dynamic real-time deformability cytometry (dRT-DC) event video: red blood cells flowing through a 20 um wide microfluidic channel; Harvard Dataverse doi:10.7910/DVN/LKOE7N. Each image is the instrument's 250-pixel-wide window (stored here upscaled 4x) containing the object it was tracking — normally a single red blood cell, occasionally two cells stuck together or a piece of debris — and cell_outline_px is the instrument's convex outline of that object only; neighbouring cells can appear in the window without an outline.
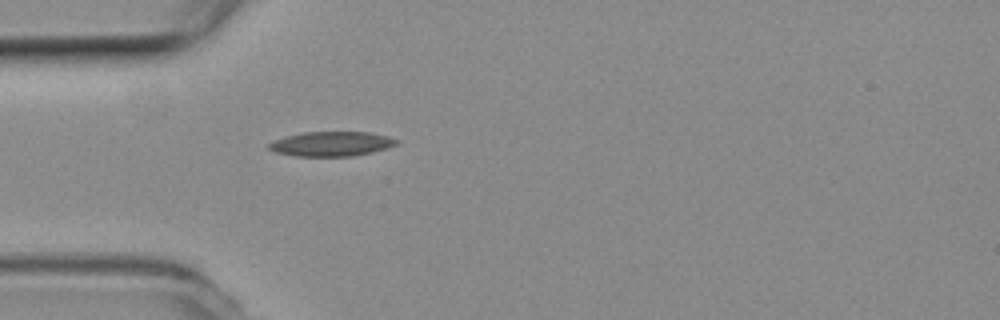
{"species": "common noctule bat (a hibernating species)", "species_latin": "Nyctalus noctula", "temperature_condition": "room temperature", "stored_images_in_passage": 39, "camera_frame_rate_fps": 3000, "um_per_image_px": 0.085, "animal": {"sex": "female", "body_mass_g": 19.3, "forearm_length_mm": 54.1}, "frame": {"image": 1, "passage_image": 1, "time_ms": 0.0, "image_size_px": [1000, 320], "cell_outline_px": [[400, 144], [388, 148], [372, 152], [352, 156], [296, 156], [276, 152], [268, 148], [268, 144], [272, 140], [304, 132], [368, 132], [388, 136], [400, 140]], "centroid_in_image_um": [28.22, 12.23], "position_along_channel_um": 56.8, "area_um2": 18.38}}
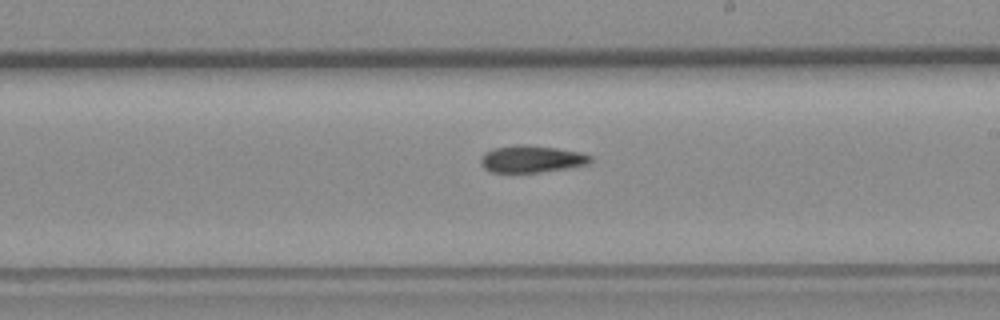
{"frame": {"image": 2, "passage_image": 16, "time_ms": 5.0, "image_size_px": [1000, 320], "cell_outline_px": [[592, 160], [588, 164], [540, 172], [492, 172], [484, 168], [480, 164], [480, 160], [484, 152], [496, 148], [516, 144], [524, 144], [556, 148], [580, 152], [592, 156]], "centroid_in_image_um": [45.16, 13.51], "position_along_channel_um": 243.8, "area_um2": 17.17}}
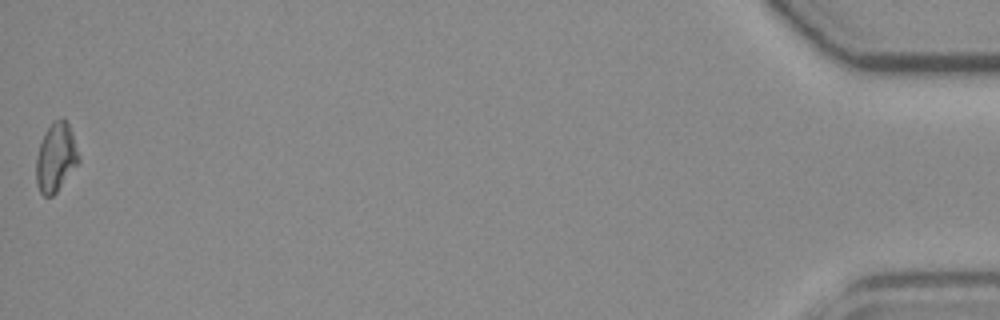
{"frame": {"image": 3, "passage_image": 39, "time_ms": 12.667, "image_size_px": [1000, 320], "cell_outline_px": [[80, 160], [56, 192], [52, 196], [44, 196], [40, 192], [36, 184], [36, 156], [44, 132], [52, 120], [60, 116], [64, 116], [72, 132], [80, 156]], "centroid_in_image_um": [4.74, 13.32], "position_along_channel_um": 430.5, "area_um2": 17.22}}